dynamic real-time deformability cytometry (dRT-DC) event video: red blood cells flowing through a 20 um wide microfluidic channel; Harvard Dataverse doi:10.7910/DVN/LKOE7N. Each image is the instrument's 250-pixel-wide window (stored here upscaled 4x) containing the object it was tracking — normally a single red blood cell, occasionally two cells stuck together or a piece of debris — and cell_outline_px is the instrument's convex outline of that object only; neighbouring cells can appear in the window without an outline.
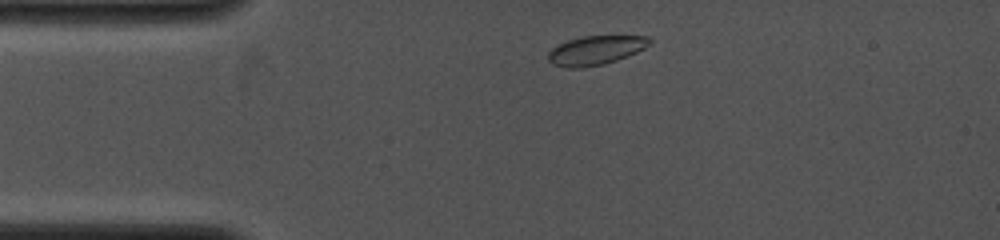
{"species": "common noctule bat (a hibernating species)", "species_latin": "Nyctalus noctula", "temperature_condition": "cold", "stored_images_in_passage": 19, "camera_frame_rate_fps": 4000, "um_per_image_px": 0.085, "animal": {"sex": "female", "body_mass_g": 19.0, "forearm_length_mm": 53.3}, "frame": {"image": 1, "passage_image": 1, "time_ms": 0.0, "image_size_px": [1000, 240], "cell_outline_px": [[652, 44], [628, 56], [604, 64], [580, 68], [564, 68], [552, 64], [548, 60], [548, 52], [552, 48], [568, 40], [584, 36], [648, 36], [652, 40]], "centroid_in_image_um": [50.63, 4.28], "position_along_channel_um": 34.4, "area_um2": 17.22}}
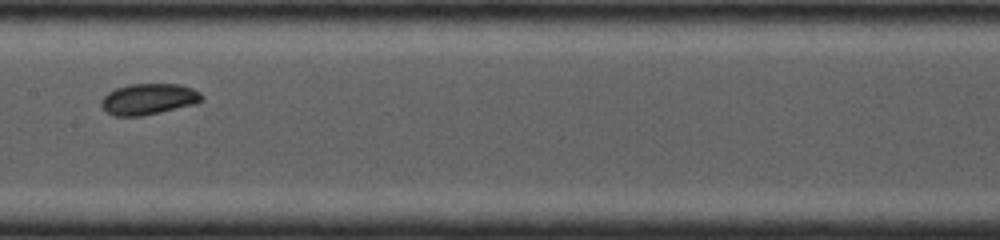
{"frame": {"image": 2, "passage_image": 9, "time_ms": 4.5, "image_size_px": [1000, 240], "cell_outline_px": [[204, 100], [196, 104], [160, 112], [140, 116], [116, 116], [108, 112], [100, 104], [100, 100], [108, 92], [116, 88], [128, 84], [180, 84], [192, 88], [200, 92], [204, 96]], "centroid_in_image_um": [12.66, 8.41], "position_along_channel_um": 194.7, "area_um2": 18.26}}
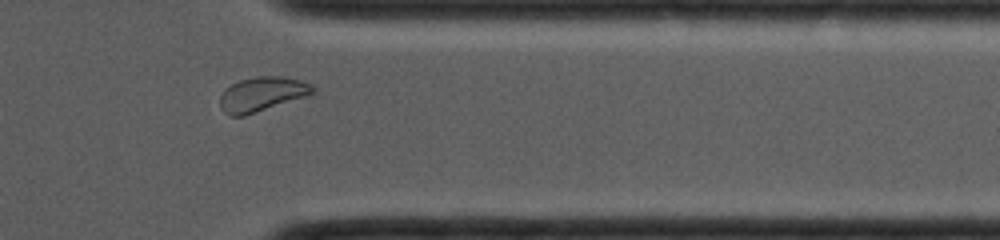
{"frame": {"image": 3, "passage_image": 17, "time_ms": 9.0, "image_size_px": [1000, 240], "cell_outline_px": [[316, 88], [312, 92], [304, 96], [244, 116], [228, 116], [220, 108], [220, 96], [224, 88], [240, 80], [256, 76], [280, 76], [300, 80], [312, 84]], "centroid_in_image_um": [22.21, 8.0], "position_along_channel_um": 389.2, "area_um2": 18.44}}